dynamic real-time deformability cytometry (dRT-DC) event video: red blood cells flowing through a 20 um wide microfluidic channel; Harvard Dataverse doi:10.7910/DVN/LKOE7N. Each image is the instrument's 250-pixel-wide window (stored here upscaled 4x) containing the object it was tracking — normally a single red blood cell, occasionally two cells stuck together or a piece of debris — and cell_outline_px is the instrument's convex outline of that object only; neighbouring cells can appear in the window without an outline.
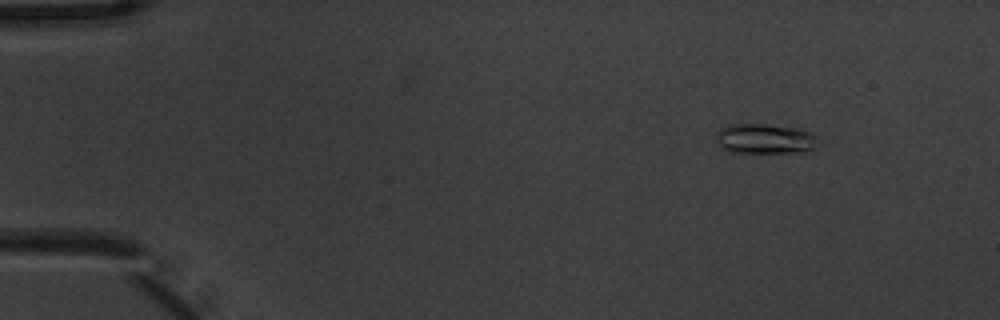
{"species": "common noctule bat (a hibernating species)", "species_latin": "Nyctalus noctula", "temperature_condition": "warm", "stored_images_in_passage": 6, "camera_frame_rate_fps": 3000, "um_per_image_px": 0.085, "animal": {"sex": "male", "body_mass_g": 20.1, "forearm_length_mm": 53.5}, "frame": {"image": 1, "passage_image": 2, "time_ms": 0.333, "image_size_px": [1000, 320], "cell_outline_px": [[824, 144], [816, 148], [804, 152], [728, 152], [716, 140], [716, 132], [720, 128], [732, 124], [764, 124], [796, 128], [808, 132], [816, 136]], "centroid_in_image_um": [65.09, 11.8], "position_along_channel_um": 19.9, "area_um2": 17.98}}
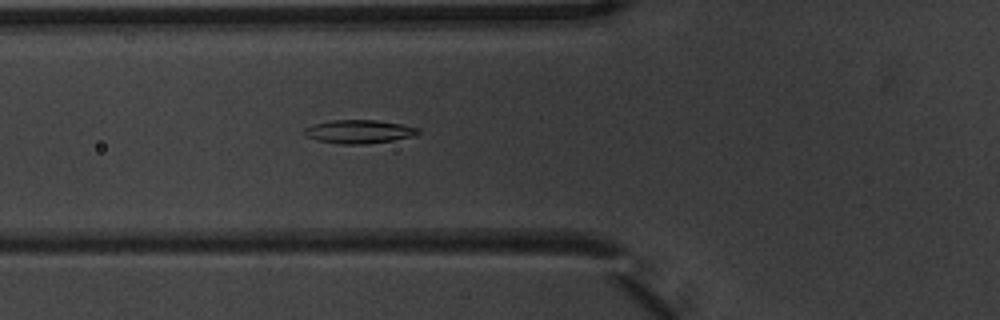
{"frame": {"image": 2, "passage_image": 6, "time_ms": 1.667, "image_size_px": [1000, 320], "cell_outline_px": [[420, 132], [412, 136], [392, 140], [364, 144], [340, 144], [316, 140], [304, 136], [304, 128], [312, 124], [332, 120], [376, 120], [404, 124], [420, 128]], "centroid_in_image_um": [30.49, 11.18], "position_along_channel_um": 95.3, "area_um2": 15.66}}